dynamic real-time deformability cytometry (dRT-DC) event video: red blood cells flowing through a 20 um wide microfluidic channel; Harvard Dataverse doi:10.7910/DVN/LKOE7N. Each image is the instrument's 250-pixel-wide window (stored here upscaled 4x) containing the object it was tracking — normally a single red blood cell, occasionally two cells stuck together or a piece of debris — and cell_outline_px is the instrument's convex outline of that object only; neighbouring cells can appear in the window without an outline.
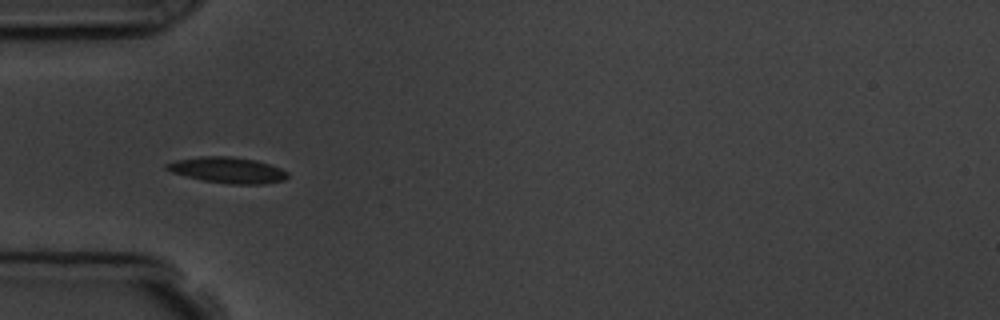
{"species": "common noctule bat (a hibernating species)", "species_latin": "Nyctalus noctula", "temperature_condition": "room temperature", "stored_images_in_passage": 6, "camera_frame_rate_fps": 3000, "um_per_image_px": 0.085, "animal": {"sex": "male", "body_mass_g": 19.5, "forearm_length_mm": 54.6}, "frame": {"image": 1, "passage_image": 4, "time_ms": 3.667, "image_size_px": [1000, 320], "cell_outline_px": [[288, 176], [284, 180], [264, 184], [228, 184], [200, 180], [184, 176], [172, 172], [164, 168], [164, 164], [176, 160], [200, 156], [232, 156], [256, 160], [280, 168], [288, 172]], "centroid_in_image_um": [19.32, 14.46], "position_along_channel_um": 65.7, "area_um2": 18.44}}